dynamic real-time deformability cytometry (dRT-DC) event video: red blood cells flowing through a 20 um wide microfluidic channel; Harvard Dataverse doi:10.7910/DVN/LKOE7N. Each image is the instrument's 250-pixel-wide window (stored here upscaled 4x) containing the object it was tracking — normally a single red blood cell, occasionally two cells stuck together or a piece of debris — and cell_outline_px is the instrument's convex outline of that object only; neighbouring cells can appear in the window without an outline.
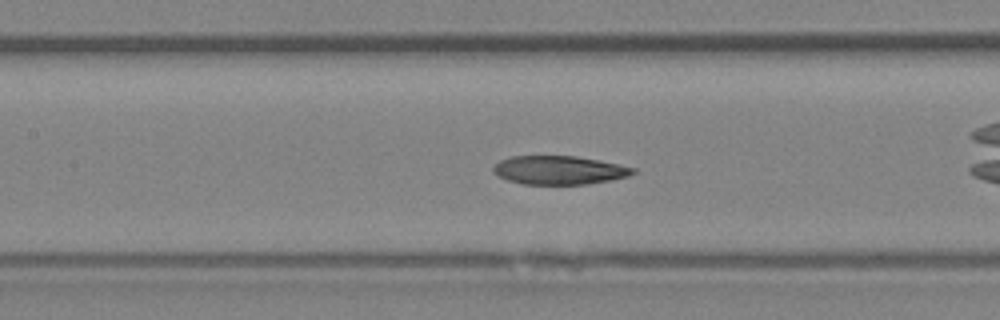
{"species": "Egyptian fruit bat (a non-hibernating species)", "species_latin": "Rousettus aegyptiacus", "temperature_condition": "room temperature", "stored_images_in_passage": 26, "camera_frame_rate_fps": 3000, "um_per_image_px": 0.085, "animal": {"sex": "female"}, "frame": {"image": 1, "passage_image": 8, "time_ms": 2.333, "image_size_px": [1000, 320], "cell_outline_px": [[636, 172], [628, 176], [612, 180], [588, 184], [524, 184], [508, 180], [492, 172], [492, 168], [500, 160], [512, 156], [576, 156], [636, 168]], "centroid_in_image_um": [47.52, 14.46], "position_along_channel_um": 159.9, "area_um2": 23.12}, "authors_computed_cell_mechanics": {"area_um2": 23.9003, "velocity_mm_per_s": 4.3187, "shape_relaxation_time_tau1_ms": null, "shape_relaxation_time_tau2_ms": 2.7871, "deformation_change_tau1": null, "deformation_change_tau2": 0.0875}}